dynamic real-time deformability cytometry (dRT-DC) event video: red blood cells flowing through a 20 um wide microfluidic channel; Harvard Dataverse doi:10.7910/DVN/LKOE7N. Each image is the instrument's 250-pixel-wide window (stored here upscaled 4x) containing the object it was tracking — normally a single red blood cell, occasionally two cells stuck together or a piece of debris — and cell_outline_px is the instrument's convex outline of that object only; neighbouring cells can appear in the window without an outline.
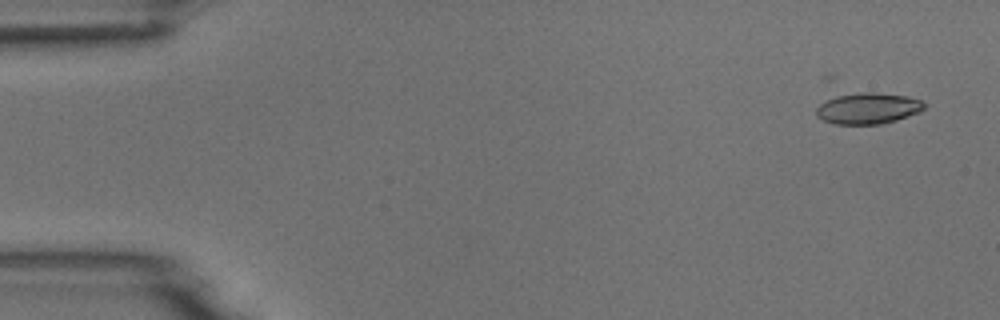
{"species": "common noctule bat (a hibernating species)", "species_latin": "Nyctalus noctula", "temperature_condition": "room temperature", "stored_images_in_passage": 6, "camera_frame_rate_fps": 3000, "um_per_image_px": 0.085, "animal": {"sex": "male", "body_mass_g": 18.8}, "frame": {"image": 1, "passage_image": 2, "time_ms": 1.333, "image_size_px": [1000, 320], "cell_outline_px": [[924, 108], [920, 112], [896, 120], [880, 124], [836, 124], [824, 120], [816, 116], [816, 108], [820, 104], [836, 96], [860, 92], [872, 92], [908, 96], [920, 100], [924, 104]], "centroid_in_image_um": [73.78, 9.21], "position_along_channel_um": 11.2, "area_um2": 19.42}}
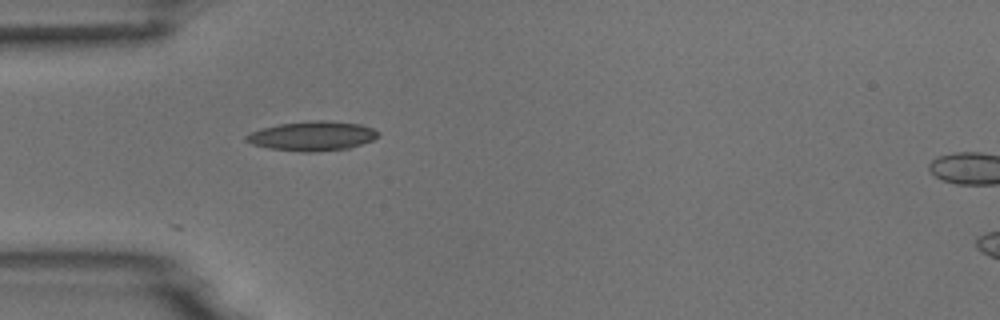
{"frame": {"image": 2, "passage_image": 5, "time_ms": 5.667, "image_size_px": [1000, 320], "cell_outline_px": [[380, 136], [372, 140], [348, 148], [316, 152], [304, 152], [268, 148], [252, 144], [244, 140], [244, 136], [260, 128], [280, 124], [308, 120], [324, 120], [360, 124], [372, 128], [380, 132]], "centroid_in_image_um": [26.54, 11.55], "position_along_channel_um": 58.5, "area_um2": 22.72}}